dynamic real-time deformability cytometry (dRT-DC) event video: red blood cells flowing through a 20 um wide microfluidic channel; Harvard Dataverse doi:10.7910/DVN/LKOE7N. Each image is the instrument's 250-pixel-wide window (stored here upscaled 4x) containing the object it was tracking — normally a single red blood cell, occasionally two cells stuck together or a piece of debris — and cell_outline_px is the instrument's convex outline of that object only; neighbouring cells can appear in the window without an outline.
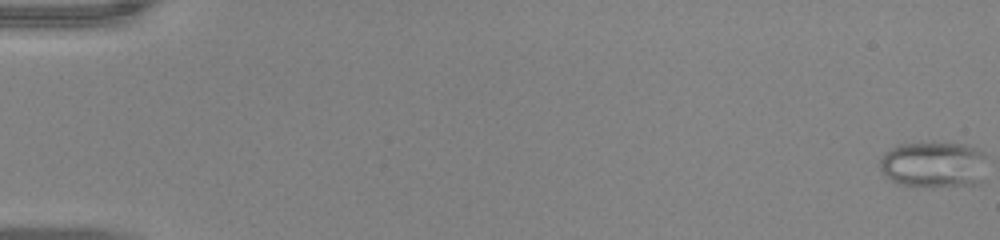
{"species": "common noctule bat (a hibernating species)", "species_latin": "Nyctalus noctula", "temperature_condition": "warm", "stored_images_in_passage": 53, "camera_frame_rate_fps": 3000, "um_per_image_px": 0.085, "animal": {"sex": "male", "body_mass_g": 20.0, "forearm_length_mm": 53.3}, "frame": {"image": 1, "passage_image": 1, "time_ms": 0.0, "image_size_px": [1000, 240], "cell_outline_px": [[984, 180], [980, 184], [932, 188], [900, 184], [892, 180], [880, 168], [880, 160], [884, 152], [900, 144], [932, 140], [968, 144], [984, 152]], "centroid_in_image_um": [79.41, 13.96], "position_along_channel_um": 5.6, "area_um2": 29.88}}
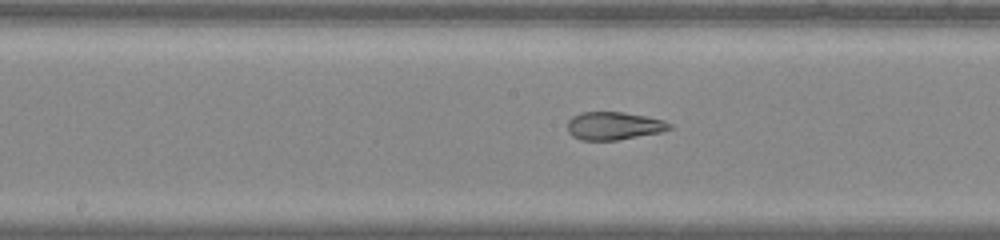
{"frame": {"image": 2, "passage_image": 29, "time_ms": 9.333, "image_size_px": [1000, 240], "cell_outline_px": [[672, 128], [660, 132], [616, 140], [580, 140], [572, 136], [568, 132], [568, 120], [572, 116], [580, 112], [624, 112], [664, 120], [672, 124]], "centroid_in_image_um": [52.15, 10.69], "position_along_channel_um": 196.1, "area_um2": 16.59}}
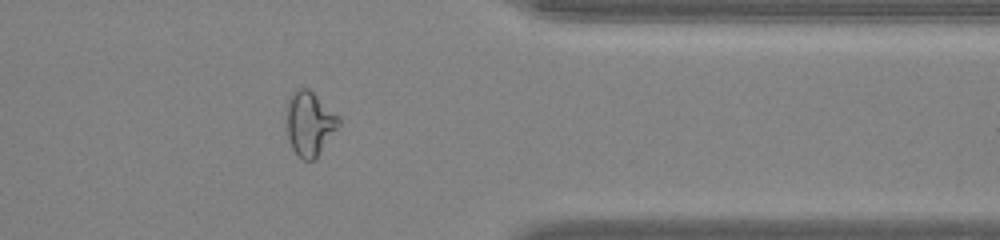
{"frame": {"image": 3, "passage_image": 44, "time_ms": 14.333, "image_size_px": [1000, 240], "cell_outline_px": [[340, 124], [316, 160], [304, 160], [292, 148], [288, 140], [284, 128], [284, 116], [288, 100], [292, 92], [296, 88], [308, 88], [340, 116]], "centroid_in_image_um": [26.27, 10.49], "position_along_channel_um": 385.1, "area_um2": 20.17}, "authors_computed_cell_mechanics": {"area_um2": 22.1374, "velocity_mm_per_s": 3.9761, "shape_relaxation_time_tau1_ms": null, "shape_relaxation_time_tau2_ms": 1.1306, "deformation_change_tau1": null, "deformation_change_tau2": 0.0823}}